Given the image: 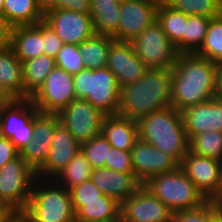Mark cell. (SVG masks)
<instances>
[{
  "label": "cell",
  "mask_w": 222,
  "mask_h": 222,
  "mask_svg": "<svg viewBox=\"0 0 222 222\" xmlns=\"http://www.w3.org/2000/svg\"><path fill=\"white\" fill-rule=\"evenodd\" d=\"M80 150L81 144L60 122L55 128L47 159L36 171V176L53 179Z\"/></svg>",
  "instance_id": "18"
},
{
  "label": "cell",
  "mask_w": 222,
  "mask_h": 222,
  "mask_svg": "<svg viewBox=\"0 0 222 222\" xmlns=\"http://www.w3.org/2000/svg\"><path fill=\"white\" fill-rule=\"evenodd\" d=\"M107 68L115 75L119 87L136 82L146 70L129 42L114 41L109 49Z\"/></svg>",
  "instance_id": "19"
},
{
  "label": "cell",
  "mask_w": 222,
  "mask_h": 222,
  "mask_svg": "<svg viewBox=\"0 0 222 222\" xmlns=\"http://www.w3.org/2000/svg\"><path fill=\"white\" fill-rule=\"evenodd\" d=\"M72 201H92L98 200V197L103 195L99 188L90 180L71 188L70 190Z\"/></svg>",
  "instance_id": "40"
},
{
  "label": "cell",
  "mask_w": 222,
  "mask_h": 222,
  "mask_svg": "<svg viewBox=\"0 0 222 222\" xmlns=\"http://www.w3.org/2000/svg\"><path fill=\"white\" fill-rule=\"evenodd\" d=\"M23 222H76L71 194L54 179L36 177Z\"/></svg>",
  "instance_id": "4"
},
{
  "label": "cell",
  "mask_w": 222,
  "mask_h": 222,
  "mask_svg": "<svg viewBox=\"0 0 222 222\" xmlns=\"http://www.w3.org/2000/svg\"><path fill=\"white\" fill-rule=\"evenodd\" d=\"M219 206L214 200L207 199L199 207L174 213L172 222H206Z\"/></svg>",
  "instance_id": "38"
},
{
  "label": "cell",
  "mask_w": 222,
  "mask_h": 222,
  "mask_svg": "<svg viewBox=\"0 0 222 222\" xmlns=\"http://www.w3.org/2000/svg\"><path fill=\"white\" fill-rule=\"evenodd\" d=\"M0 81L14 98H30L24 91L22 62L10 46L0 50Z\"/></svg>",
  "instance_id": "26"
},
{
  "label": "cell",
  "mask_w": 222,
  "mask_h": 222,
  "mask_svg": "<svg viewBox=\"0 0 222 222\" xmlns=\"http://www.w3.org/2000/svg\"><path fill=\"white\" fill-rule=\"evenodd\" d=\"M133 172L143 184L150 177L179 168V162L171 155L156 149L138 138L131 149Z\"/></svg>",
  "instance_id": "17"
},
{
  "label": "cell",
  "mask_w": 222,
  "mask_h": 222,
  "mask_svg": "<svg viewBox=\"0 0 222 222\" xmlns=\"http://www.w3.org/2000/svg\"><path fill=\"white\" fill-rule=\"evenodd\" d=\"M36 172L19 155L0 168V206L12 215H20L27 207Z\"/></svg>",
  "instance_id": "7"
},
{
  "label": "cell",
  "mask_w": 222,
  "mask_h": 222,
  "mask_svg": "<svg viewBox=\"0 0 222 222\" xmlns=\"http://www.w3.org/2000/svg\"><path fill=\"white\" fill-rule=\"evenodd\" d=\"M206 199H214L222 186V161L196 155L188 150L179 164Z\"/></svg>",
  "instance_id": "12"
},
{
  "label": "cell",
  "mask_w": 222,
  "mask_h": 222,
  "mask_svg": "<svg viewBox=\"0 0 222 222\" xmlns=\"http://www.w3.org/2000/svg\"><path fill=\"white\" fill-rule=\"evenodd\" d=\"M10 47L21 62L44 54L42 21L35 25L14 26Z\"/></svg>",
  "instance_id": "24"
},
{
  "label": "cell",
  "mask_w": 222,
  "mask_h": 222,
  "mask_svg": "<svg viewBox=\"0 0 222 222\" xmlns=\"http://www.w3.org/2000/svg\"><path fill=\"white\" fill-rule=\"evenodd\" d=\"M212 62H222V14L210 19L204 42L195 53Z\"/></svg>",
  "instance_id": "33"
},
{
  "label": "cell",
  "mask_w": 222,
  "mask_h": 222,
  "mask_svg": "<svg viewBox=\"0 0 222 222\" xmlns=\"http://www.w3.org/2000/svg\"><path fill=\"white\" fill-rule=\"evenodd\" d=\"M90 179L104 195L121 204L142 186L134 173H123L104 167L93 169Z\"/></svg>",
  "instance_id": "21"
},
{
  "label": "cell",
  "mask_w": 222,
  "mask_h": 222,
  "mask_svg": "<svg viewBox=\"0 0 222 222\" xmlns=\"http://www.w3.org/2000/svg\"><path fill=\"white\" fill-rule=\"evenodd\" d=\"M36 1L43 13L52 8H55L59 3V0H36Z\"/></svg>",
  "instance_id": "46"
},
{
  "label": "cell",
  "mask_w": 222,
  "mask_h": 222,
  "mask_svg": "<svg viewBox=\"0 0 222 222\" xmlns=\"http://www.w3.org/2000/svg\"><path fill=\"white\" fill-rule=\"evenodd\" d=\"M210 18L198 15L187 16L184 34V54L196 53L204 42Z\"/></svg>",
  "instance_id": "35"
},
{
  "label": "cell",
  "mask_w": 222,
  "mask_h": 222,
  "mask_svg": "<svg viewBox=\"0 0 222 222\" xmlns=\"http://www.w3.org/2000/svg\"><path fill=\"white\" fill-rule=\"evenodd\" d=\"M15 98L4 88L0 81V106L13 101Z\"/></svg>",
  "instance_id": "47"
},
{
  "label": "cell",
  "mask_w": 222,
  "mask_h": 222,
  "mask_svg": "<svg viewBox=\"0 0 222 222\" xmlns=\"http://www.w3.org/2000/svg\"><path fill=\"white\" fill-rule=\"evenodd\" d=\"M172 69L148 68L136 82L120 88L117 115L133 120L167 107L171 100Z\"/></svg>",
  "instance_id": "2"
},
{
  "label": "cell",
  "mask_w": 222,
  "mask_h": 222,
  "mask_svg": "<svg viewBox=\"0 0 222 222\" xmlns=\"http://www.w3.org/2000/svg\"><path fill=\"white\" fill-rule=\"evenodd\" d=\"M214 98L222 101V62L217 67Z\"/></svg>",
  "instance_id": "45"
},
{
  "label": "cell",
  "mask_w": 222,
  "mask_h": 222,
  "mask_svg": "<svg viewBox=\"0 0 222 222\" xmlns=\"http://www.w3.org/2000/svg\"><path fill=\"white\" fill-rule=\"evenodd\" d=\"M13 25L8 21L4 13H0V50L11 45Z\"/></svg>",
  "instance_id": "44"
},
{
  "label": "cell",
  "mask_w": 222,
  "mask_h": 222,
  "mask_svg": "<svg viewBox=\"0 0 222 222\" xmlns=\"http://www.w3.org/2000/svg\"><path fill=\"white\" fill-rule=\"evenodd\" d=\"M76 98L73 75L55 66L30 97L40 113L58 114Z\"/></svg>",
  "instance_id": "10"
},
{
  "label": "cell",
  "mask_w": 222,
  "mask_h": 222,
  "mask_svg": "<svg viewBox=\"0 0 222 222\" xmlns=\"http://www.w3.org/2000/svg\"><path fill=\"white\" fill-rule=\"evenodd\" d=\"M138 136L179 163L188 153V138L180 111L167 107L137 120Z\"/></svg>",
  "instance_id": "3"
},
{
  "label": "cell",
  "mask_w": 222,
  "mask_h": 222,
  "mask_svg": "<svg viewBox=\"0 0 222 222\" xmlns=\"http://www.w3.org/2000/svg\"><path fill=\"white\" fill-rule=\"evenodd\" d=\"M215 202H217L219 205L222 204V186L219 191V194L213 199Z\"/></svg>",
  "instance_id": "51"
},
{
  "label": "cell",
  "mask_w": 222,
  "mask_h": 222,
  "mask_svg": "<svg viewBox=\"0 0 222 222\" xmlns=\"http://www.w3.org/2000/svg\"><path fill=\"white\" fill-rule=\"evenodd\" d=\"M76 222H120L121 203L101 195L98 200L72 201Z\"/></svg>",
  "instance_id": "22"
},
{
  "label": "cell",
  "mask_w": 222,
  "mask_h": 222,
  "mask_svg": "<svg viewBox=\"0 0 222 222\" xmlns=\"http://www.w3.org/2000/svg\"><path fill=\"white\" fill-rule=\"evenodd\" d=\"M58 116L60 122L82 144L102 133V122L106 114L85 99L75 98Z\"/></svg>",
  "instance_id": "11"
},
{
  "label": "cell",
  "mask_w": 222,
  "mask_h": 222,
  "mask_svg": "<svg viewBox=\"0 0 222 222\" xmlns=\"http://www.w3.org/2000/svg\"><path fill=\"white\" fill-rule=\"evenodd\" d=\"M156 20L167 34L169 40L175 45L177 52L184 54L187 15L171 8L163 0H160L156 11Z\"/></svg>",
  "instance_id": "27"
},
{
  "label": "cell",
  "mask_w": 222,
  "mask_h": 222,
  "mask_svg": "<svg viewBox=\"0 0 222 222\" xmlns=\"http://www.w3.org/2000/svg\"><path fill=\"white\" fill-rule=\"evenodd\" d=\"M38 109L30 98H15L0 106L1 137L9 139L20 152L34 137L33 117Z\"/></svg>",
  "instance_id": "9"
},
{
  "label": "cell",
  "mask_w": 222,
  "mask_h": 222,
  "mask_svg": "<svg viewBox=\"0 0 222 222\" xmlns=\"http://www.w3.org/2000/svg\"><path fill=\"white\" fill-rule=\"evenodd\" d=\"M188 141L200 133L222 132V101L216 98L187 107L181 112Z\"/></svg>",
  "instance_id": "20"
},
{
  "label": "cell",
  "mask_w": 222,
  "mask_h": 222,
  "mask_svg": "<svg viewBox=\"0 0 222 222\" xmlns=\"http://www.w3.org/2000/svg\"><path fill=\"white\" fill-rule=\"evenodd\" d=\"M111 144L101 133L98 136L81 144V151L85 155L89 165L95 168L104 167L105 161H108Z\"/></svg>",
  "instance_id": "36"
},
{
  "label": "cell",
  "mask_w": 222,
  "mask_h": 222,
  "mask_svg": "<svg viewBox=\"0 0 222 222\" xmlns=\"http://www.w3.org/2000/svg\"><path fill=\"white\" fill-rule=\"evenodd\" d=\"M55 62L57 67L73 76L86 68L79 51V45L76 44H63L55 57Z\"/></svg>",
  "instance_id": "37"
},
{
  "label": "cell",
  "mask_w": 222,
  "mask_h": 222,
  "mask_svg": "<svg viewBox=\"0 0 222 222\" xmlns=\"http://www.w3.org/2000/svg\"><path fill=\"white\" fill-rule=\"evenodd\" d=\"M114 41L110 36L95 34L79 44V51L86 69L96 70L106 67L108 52Z\"/></svg>",
  "instance_id": "30"
},
{
  "label": "cell",
  "mask_w": 222,
  "mask_h": 222,
  "mask_svg": "<svg viewBox=\"0 0 222 222\" xmlns=\"http://www.w3.org/2000/svg\"><path fill=\"white\" fill-rule=\"evenodd\" d=\"M55 66V58L46 54L22 62L24 91L31 97Z\"/></svg>",
  "instance_id": "28"
},
{
  "label": "cell",
  "mask_w": 222,
  "mask_h": 222,
  "mask_svg": "<svg viewBox=\"0 0 222 222\" xmlns=\"http://www.w3.org/2000/svg\"><path fill=\"white\" fill-rule=\"evenodd\" d=\"M188 150L196 155L222 161V132L207 131L194 135L189 141Z\"/></svg>",
  "instance_id": "34"
},
{
  "label": "cell",
  "mask_w": 222,
  "mask_h": 222,
  "mask_svg": "<svg viewBox=\"0 0 222 222\" xmlns=\"http://www.w3.org/2000/svg\"><path fill=\"white\" fill-rule=\"evenodd\" d=\"M19 156V151L7 138L0 137V168Z\"/></svg>",
  "instance_id": "42"
},
{
  "label": "cell",
  "mask_w": 222,
  "mask_h": 222,
  "mask_svg": "<svg viewBox=\"0 0 222 222\" xmlns=\"http://www.w3.org/2000/svg\"><path fill=\"white\" fill-rule=\"evenodd\" d=\"M120 4V0L90 1V16L96 34L110 36L117 41Z\"/></svg>",
  "instance_id": "25"
},
{
  "label": "cell",
  "mask_w": 222,
  "mask_h": 222,
  "mask_svg": "<svg viewBox=\"0 0 222 222\" xmlns=\"http://www.w3.org/2000/svg\"><path fill=\"white\" fill-rule=\"evenodd\" d=\"M6 222H23L21 215H12Z\"/></svg>",
  "instance_id": "50"
},
{
  "label": "cell",
  "mask_w": 222,
  "mask_h": 222,
  "mask_svg": "<svg viewBox=\"0 0 222 222\" xmlns=\"http://www.w3.org/2000/svg\"><path fill=\"white\" fill-rule=\"evenodd\" d=\"M60 123L58 114L40 113L33 117V138L19 155L36 172L46 161L56 126Z\"/></svg>",
  "instance_id": "15"
},
{
  "label": "cell",
  "mask_w": 222,
  "mask_h": 222,
  "mask_svg": "<svg viewBox=\"0 0 222 222\" xmlns=\"http://www.w3.org/2000/svg\"><path fill=\"white\" fill-rule=\"evenodd\" d=\"M142 185L173 213L199 207L207 200L180 167L152 176Z\"/></svg>",
  "instance_id": "5"
},
{
  "label": "cell",
  "mask_w": 222,
  "mask_h": 222,
  "mask_svg": "<svg viewBox=\"0 0 222 222\" xmlns=\"http://www.w3.org/2000/svg\"><path fill=\"white\" fill-rule=\"evenodd\" d=\"M102 134L112 147L131 151L139 138L137 121L119 115H106L102 122Z\"/></svg>",
  "instance_id": "23"
},
{
  "label": "cell",
  "mask_w": 222,
  "mask_h": 222,
  "mask_svg": "<svg viewBox=\"0 0 222 222\" xmlns=\"http://www.w3.org/2000/svg\"><path fill=\"white\" fill-rule=\"evenodd\" d=\"M129 43L147 68L172 69L179 55L157 20Z\"/></svg>",
  "instance_id": "8"
},
{
  "label": "cell",
  "mask_w": 222,
  "mask_h": 222,
  "mask_svg": "<svg viewBox=\"0 0 222 222\" xmlns=\"http://www.w3.org/2000/svg\"><path fill=\"white\" fill-rule=\"evenodd\" d=\"M174 213L143 185L121 204L120 222H172Z\"/></svg>",
  "instance_id": "14"
},
{
  "label": "cell",
  "mask_w": 222,
  "mask_h": 222,
  "mask_svg": "<svg viewBox=\"0 0 222 222\" xmlns=\"http://www.w3.org/2000/svg\"><path fill=\"white\" fill-rule=\"evenodd\" d=\"M160 0L121 1L117 41L130 42L156 20Z\"/></svg>",
  "instance_id": "16"
},
{
  "label": "cell",
  "mask_w": 222,
  "mask_h": 222,
  "mask_svg": "<svg viewBox=\"0 0 222 222\" xmlns=\"http://www.w3.org/2000/svg\"><path fill=\"white\" fill-rule=\"evenodd\" d=\"M218 64L193 54H179L172 68V107H187L214 98Z\"/></svg>",
  "instance_id": "1"
},
{
  "label": "cell",
  "mask_w": 222,
  "mask_h": 222,
  "mask_svg": "<svg viewBox=\"0 0 222 222\" xmlns=\"http://www.w3.org/2000/svg\"><path fill=\"white\" fill-rule=\"evenodd\" d=\"M43 21L64 44L79 45L96 34L90 14L52 8L44 13Z\"/></svg>",
  "instance_id": "13"
},
{
  "label": "cell",
  "mask_w": 222,
  "mask_h": 222,
  "mask_svg": "<svg viewBox=\"0 0 222 222\" xmlns=\"http://www.w3.org/2000/svg\"><path fill=\"white\" fill-rule=\"evenodd\" d=\"M93 168L80 150L53 179L63 188H71L90 180Z\"/></svg>",
  "instance_id": "31"
},
{
  "label": "cell",
  "mask_w": 222,
  "mask_h": 222,
  "mask_svg": "<svg viewBox=\"0 0 222 222\" xmlns=\"http://www.w3.org/2000/svg\"><path fill=\"white\" fill-rule=\"evenodd\" d=\"M104 168L123 173H134L131 151H124L111 147L109 150L108 161H105Z\"/></svg>",
  "instance_id": "39"
},
{
  "label": "cell",
  "mask_w": 222,
  "mask_h": 222,
  "mask_svg": "<svg viewBox=\"0 0 222 222\" xmlns=\"http://www.w3.org/2000/svg\"><path fill=\"white\" fill-rule=\"evenodd\" d=\"M4 0H0V13H3Z\"/></svg>",
  "instance_id": "52"
},
{
  "label": "cell",
  "mask_w": 222,
  "mask_h": 222,
  "mask_svg": "<svg viewBox=\"0 0 222 222\" xmlns=\"http://www.w3.org/2000/svg\"><path fill=\"white\" fill-rule=\"evenodd\" d=\"M206 222H222V208L219 206L206 220Z\"/></svg>",
  "instance_id": "48"
},
{
  "label": "cell",
  "mask_w": 222,
  "mask_h": 222,
  "mask_svg": "<svg viewBox=\"0 0 222 222\" xmlns=\"http://www.w3.org/2000/svg\"><path fill=\"white\" fill-rule=\"evenodd\" d=\"M12 214L3 206H0V222H6Z\"/></svg>",
  "instance_id": "49"
},
{
  "label": "cell",
  "mask_w": 222,
  "mask_h": 222,
  "mask_svg": "<svg viewBox=\"0 0 222 222\" xmlns=\"http://www.w3.org/2000/svg\"><path fill=\"white\" fill-rule=\"evenodd\" d=\"M171 8L187 16L215 18L222 14V0H163Z\"/></svg>",
  "instance_id": "32"
},
{
  "label": "cell",
  "mask_w": 222,
  "mask_h": 222,
  "mask_svg": "<svg viewBox=\"0 0 222 222\" xmlns=\"http://www.w3.org/2000/svg\"><path fill=\"white\" fill-rule=\"evenodd\" d=\"M3 13L13 26L35 25L44 20L36 0H4Z\"/></svg>",
  "instance_id": "29"
},
{
  "label": "cell",
  "mask_w": 222,
  "mask_h": 222,
  "mask_svg": "<svg viewBox=\"0 0 222 222\" xmlns=\"http://www.w3.org/2000/svg\"><path fill=\"white\" fill-rule=\"evenodd\" d=\"M90 1L91 0H59L55 8L90 14Z\"/></svg>",
  "instance_id": "43"
},
{
  "label": "cell",
  "mask_w": 222,
  "mask_h": 222,
  "mask_svg": "<svg viewBox=\"0 0 222 222\" xmlns=\"http://www.w3.org/2000/svg\"><path fill=\"white\" fill-rule=\"evenodd\" d=\"M73 83L77 99H85L106 115H117L120 87L109 68H85L73 76Z\"/></svg>",
  "instance_id": "6"
},
{
  "label": "cell",
  "mask_w": 222,
  "mask_h": 222,
  "mask_svg": "<svg viewBox=\"0 0 222 222\" xmlns=\"http://www.w3.org/2000/svg\"><path fill=\"white\" fill-rule=\"evenodd\" d=\"M42 36L44 54L55 58L64 43L44 21H42Z\"/></svg>",
  "instance_id": "41"
}]
</instances>
